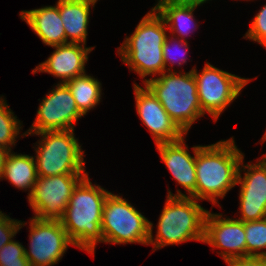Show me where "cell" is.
I'll list each match as a JSON object with an SVG mask.
<instances>
[{
    "label": "cell",
    "mask_w": 266,
    "mask_h": 266,
    "mask_svg": "<svg viewBox=\"0 0 266 266\" xmlns=\"http://www.w3.org/2000/svg\"><path fill=\"white\" fill-rule=\"evenodd\" d=\"M110 193L100 185H93L88 175L74 188L60 219L74 247L94 254L96 244L103 243L102 212Z\"/></svg>",
    "instance_id": "1"
},
{
    "label": "cell",
    "mask_w": 266,
    "mask_h": 266,
    "mask_svg": "<svg viewBox=\"0 0 266 266\" xmlns=\"http://www.w3.org/2000/svg\"><path fill=\"white\" fill-rule=\"evenodd\" d=\"M242 159L244 154L237 148L233 137L208 146L197 145L196 199L216 205V198H224L237 185Z\"/></svg>",
    "instance_id": "2"
},
{
    "label": "cell",
    "mask_w": 266,
    "mask_h": 266,
    "mask_svg": "<svg viewBox=\"0 0 266 266\" xmlns=\"http://www.w3.org/2000/svg\"><path fill=\"white\" fill-rule=\"evenodd\" d=\"M207 212L197 199L186 196L180 190L173 194L168 189L165 206L157 223L155 239L152 234L153 224L149 222L148 245H154L153 249L157 250L191 240L203 242Z\"/></svg>",
    "instance_id": "3"
},
{
    "label": "cell",
    "mask_w": 266,
    "mask_h": 266,
    "mask_svg": "<svg viewBox=\"0 0 266 266\" xmlns=\"http://www.w3.org/2000/svg\"><path fill=\"white\" fill-rule=\"evenodd\" d=\"M167 30L163 18L152 8L117 50L123 63L144 78V84L146 76L165 72L162 48L168 35Z\"/></svg>",
    "instance_id": "4"
},
{
    "label": "cell",
    "mask_w": 266,
    "mask_h": 266,
    "mask_svg": "<svg viewBox=\"0 0 266 266\" xmlns=\"http://www.w3.org/2000/svg\"><path fill=\"white\" fill-rule=\"evenodd\" d=\"M174 71V72H173ZM166 71L158 78L147 79L146 85L162 104L165 111L187 135L190 127L203 116L193 70Z\"/></svg>",
    "instance_id": "5"
},
{
    "label": "cell",
    "mask_w": 266,
    "mask_h": 266,
    "mask_svg": "<svg viewBox=\"0 0 266 266\" xmlns=\"http://www.w3.org/2000/svg\"><path fill=\"white\" fill-rule=\"evenodd\" d=\"M39 135L35 149L38 176L51 177L62 174H88L85 172L84 153L74 135V129L23 133V136Z\"/></svg>",
    "instance_id": "6"
},
{
    "label": "cell",
    "mask_w": 266,
    "mask_h": 266,
    "mask_svg": "<svg viewBox=\"0 0 266 266\" xmlns=\"http://www.w3.org/2000/svg\"><path fill=\"white\" fill-rule=\"evenodd\" d=\"M149 220L119 195L110 193L104 203L101 232L104 243L148 245Z\"/></svg>",
    "instance_id": "7"
},
{
    "label": "cell",
    "mask_w": 266,
    "mask_h": 266,
    "mask_svg": "<svg viewBox=\"0 0 266 266\" xmlns=\"http://www.w3.org/2000/svg\"><path fill=\"white\" fill-rule=\"evenodd\" d=\"M193 75L197 82V93L202 113L210 114L216 122L220 114L233 102L241 90L250 82L229 72L220 70L206 62L201 73L194 67Z\"/></svg>",
    "instance_id": "8"
},
{
    "label": "cell",
    "mask_w": 266,
    "mask_h": 266,
    "mask_svg": "<svg viewBox=\"0 0 266 266\" xmlns=\"http://www.w3.org/2000/svg\"><path fill=\"white\" fill-rule=\"evenodd\" d=\"M89 174H62L51 177L38 176L28 197L34 217L60 220L77 184Z\"/></svg>",
    "instance_id": "9"
},
{
    "label": "cell",
    "mask_w": 266,
    "mask_h": 266,
    "mask_svg": "<svg viewBox=\"0 0 266 266\" xmlns=\"http://www.w3.org/2000/svg\"><path fill=\"white\" fill-rule=\"evenodd\" d=\"M29 223L30 246L25 248V256L31 266H54L68 246H74L60 220L32 217Z\"/></svg>",
    "instance_id": "10"
},
{
    "label": "cell",
    "mask_w": 266,
    "mask_h": 266,
    "mask_svg": "<svg viewBox=\"0 0 266 266\" xmlns=\"http://www.w3.org/2000/svg\"><path fill=\"white\" fill-rule=\"evenodd\" d=\"M82 116L69 88L64 83H58L43 98L35 121L25 133L71 130L75 127L74 122Z\"/></svg>",
    "instance_id": "11"
},
{
    "label": "cell",
    "mask_w": 266,
    "mask_h": 266,
    "mask_svg": "<svg viewBox=\"0 0 266 266\" xmlns=\"http://www.w3.org/2000/svg\"><path fill=\"white\" fill-rule=\"evenodd\" d=\"M203 243L222 249L218 254L224 261L246 257L244 222L229 217L223 218L222 214L208 211Z\"/></svg>",
    "instance_id": "12"
},
{
    "label": "cell",
    "mask_w": 266,
    "mask_h": 266,
    "mask_svg": "<svg viewBox=\"0 0 266 266\" xmlns=\"http://www.w3.org/2000/svg\"><path fill=\"white\" fill-rule=\"evenodd\" d=\"M136 110L142 122L149 129L155 144L175 142L186 135L172 120L162 104L146 86L134 83Z\"/></svg>",
    "instance_id": "13"
},
{
    "label": "cell",
    "mask_w": 266,
    "mask_h": 266,
    "mask_svg": "<svg viewBox=\"0 0 266 266\" xmlns=\"http://www.w3.org/2000/svg\"><path fill=\"white\" fill-rule=\"evenodd\" d=\"M243 163L242 159L237 178V184L241 185L239 194L241 216L238 220L242 222L260 220L266 217V169L259 162L245 165ZM242 170L245 172L244 177L241 175Z\"/></svg>",
    "instance_id": "14"
},
{
    "label": "cell",
    "mask_w": 266,
    "mask_h": 266,
    "mask_svg": "<svg viewBox=\"0 0 266 266\" xmlns=\"http://www.w3.org/2000/svg\"><path fill=\"white\" fill-rule=\"evenodd\" d=\"M54 52L47 60L40 63L32 70V73L44 72L61 78L59 83H65L75 77L86 74L85 65L88 61V54L95 47H86L81 43H65L52 46Z\"/></svg>",
    "instance_id": "15"
},
{
    "label": "cell",
    "mask_w": 266,
    "mask_h": 266,
    "mask_svg": "<svg viewBox=\"0 0 266 266\" xmlns=\"http://www.w3.org/2000/svg\"><path fill=\"white\" fill-rule=\"evenodd\" d=\"M184 138L175 142L158 143L156 146L173 179L188 192L189 197L196 199L197 146L192 147L194 156H191Z\"/></svg>",
    "instance_id": "16"
},
{
    "label": "cell",
    "mask_w": 266,
    "mask_h": 266,
    "mask_svg": "<svg viewBox=\"0 0 266 266\" xmlns=\"http://www.w3.org/2000/svg\"><path fill=\"white\" fill-rule=\"evenodd\" d=\"M20 19L24 20L45 45L56 46L66 43L65 29L56 6L22 10Z\"/></svg>",
    "instance_id": "17"
},
{
    "label": "cell",
    "mask_w": 266,
    "mask_h": 266,
    "mask_svg": "<svg viewBox=\"0 0 266 266\" xmlns=\"http://www.w3.org/2000/svg\"><path fill=\"white\" fill-rule=\"evenodd\" d=\"M203 0H158L153 7L163 18L166 27L177 38L187 41L186 36L192 31V27L198 26L193 12L197 6L204 4Z\"/></svg>",
    "instance_id": "18"
},
{
    "label": "cell",
    "mask_w": 266,
    "mask_h": 266,
    "mask_svg": "<svg viewBox=\"0 0 266 266\" xmlns=\"http://www.w3.org/2000/svg\"><path fill=\"white\" fill-rule=\"evenodd\" d=\"M98 0L58 1V9L65 29L66 43L86 45L91 6ZM70 39V41H68Z\"/></svg>",
    "instance_id": "19"
},
{
    "label": "cell",
    "mask_w": 266,
    "mask_h": 266,
    "mask_svg": "<svg viewBox=\"0 0 266 266\" xmlns=\"http://www.w3.org/2000/svg\"><path fill=\"white\" fill-rule=\"evenodd\" d=\"M2 178L8 179L15 188L29 190V196L38 179L35 157L11 151L6 159Z\"/></svg>",
    "instance_id": "20"
},
{
    "label": "cell",
    "mask_w": 266,
    "mask_h": 266,
    "mask_svg": "<svg viewBox=\"0 0 266 266\" xmlns=\"http://www.w3.org/2000/svg\"><path fill=\"white\" fill-rule=\"evenodd\" d=\"M64 84L69 88L79 112L83 116L100 103L102 94L101 82L94 77L84 74Z\"/></svg>",
    "instance_id": "21"
},
{
    "label": "cell",
    "mask_w": 266,
    "mask_h": 266,
    "mask_svg": "<svg viewBox=\"0 0 266 266\" xmlns=\"http://www.w3.org/2000/svg\"><path fill=\"white\" fill-rule=\"evenodd\" d=\"M244 230L246 235V257H265L266 251L262 250H266V217L244 222Z\"/></svg>",
    "instance_id": "22"
},
{
    "label": "cell",
    "mask_w": 266,
    "mask_h": 266,
    "mask_svg": "<svg viewBox=\"0 0 266 266\" xmlns=\"http://www.w3.org/2000/svg\"><path fill=\"white\" fill-rule=\"evenodd\" d=\"M4 99L0 96V146L11 150L22 126Z\"/></svg>",
    "instance_id": "23"
},
{
    "label": "cell",
    "mask_w": 266,
    "mask_h": 266,
    "mask_svg": "<svg viewBox=\"0 0 266 266\" xmlns=\"http://www.w3.org/2000/svg\"><path fill=\"white\" fill-rule=\"evenodd\" d=\"M188 48H189L188 41H183V40L177 38L176 35L172 36V37L167 35L166 40H165L164 45H163V48H162V50H163V59H164V63H165V71L167 70L166 72H171L170 69L173 68V65H176V63L178 64V66H181L182 63H186L187 62L186 61V59H187L186 56L185 57L181 56L182 58L179 57L180 59H177V61H176V59H174L176 57L172 56V55H175L176 53L171 52V51L173 49H175L176 52H177V50L181 51L183 49L184 52L183 51L182 52L184 53V55H187ZM179 51H178L177 55L180 54ZM168 64L172 65V66H169L170 67L169 69L166 68V66H168Z\"/></svg>",
    "instance_id": "24"
},
{
    "label": "cell",
    "mask_w": 266,
    "mask_h": 266,
    "mask_svg": "<svg viewBox=\"0 0 266 266\" xmlns=\"http://www.w3.org/2000/svg\"><path fill=\"white\" fill-rule=\"evenodd\" d=\"M245 38L258 42L266 48V4L254 17L250 28L245 34Z\"/></svg>",
    "instance_id": "25"
},
{
    "label": "cell",
    "mask_w": 266,
    "mask_h": 266,
    "mask_svg": "<svg viewBox=\"0 0 266 266\" xmlns=\"http://www.w3.org/2000/svg\"><path fill=\"white\" fill-rule=\"evenodd\" d=\"M26 223L11 219L5 213L0 214V249L13 240L17 232L25 226Z\"/></svg>",
    "instance_id": "26"
},
{
    "label": "cell",
    "mask_w": 266,
    "mask_h": 266,
    "mask_svg": "<svg viewBox=\"0 0 266 266\" xmlns=\"http://www.w3.org/2000/svg\"><path fill=\"white\" fill-rule=\"evenodd\" d=\"M26 258L25 247L20 242L11 240L0 249V262L19 261Z\"/></svg>",
    "instance_id": "27"
},
{
    "label": "cell",
    "mask_w": 266,
    "mask_h": 266,
    "mask_svg": "<svg viewBox=\"0 0 266 266\" xmlns=\"http://www.w3.org/2000/svg\"><path fill=\"white\" fill-rule=\"evenodd\" d=\"M228 266H266L265 257H241L225 261Z\"/></svg>",
    "instance_id": "28"
},
{
    "label": "cell",
    "mask_w": 266,
    "mask_h": 266,
    "mask_svg": "<svg viewBox=\"0 0 266 266\" xmlns=\"http://www.w3.org/2000/svg\"><path fill=\"white\" fill-rule=\"evenodd\" d=\"M10 152L11 150L0 146V179H2V174L5 168V162Z\"/></svg>",
    "instance_id": "29"
},
{
    "label": "cell",
    "mask_w": 266,
    "mask_h": 266,
    "mask_svg": "<svg viewBox=\"0 0 266 266\" xmlns=\"http://www.w3.org/2000/svg\"><path fill=\"white\" fill-rule=\"evenodd\" d=\"M0 266H31L27 258H19V261L0 262Z\"/></svg>",
    "instance_id": "30"
},
{
    "label": "cell",
    "mask_w": 266,
    "mask_h": 266,
    "mask_svg": "<svg viewBox=\"0 0 266 266\" xmlns=\"http://www.w3.org/2000/svg\"><path fill=\"white\" fill-rule=\"evenodd\" d=\"M266 169V154H263L261 160H257Z\"/></svg>",
    "instance_id": "31"
},
{
    "label": "cell",
    "mask_w": 266,
    "mask_h": 266,
    "mask_svg": "<svg viewBox=\"0 0 266 266\" xmlns=\"http://www.w3.org/2000/svg\"><path fill=\"white\" fill-rule=\"evenodd\" d=\"M262 143H263V141H266V132H265V134L263 135V137H262Z\"/></svg>",
    "instance_id": "32"
}]
</instances>
